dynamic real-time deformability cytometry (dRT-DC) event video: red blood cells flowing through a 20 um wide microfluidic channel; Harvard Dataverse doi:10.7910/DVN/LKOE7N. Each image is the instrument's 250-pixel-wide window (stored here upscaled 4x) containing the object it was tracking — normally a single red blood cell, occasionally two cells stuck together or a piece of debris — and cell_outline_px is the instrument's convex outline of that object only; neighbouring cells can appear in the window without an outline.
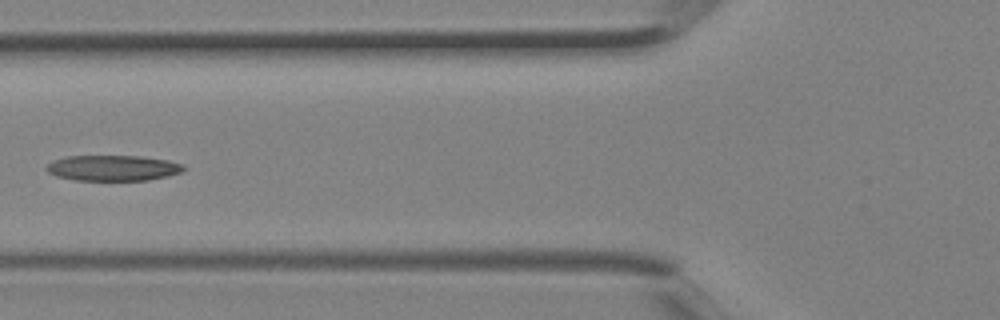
{"species": "Egyptian fruit bat (a non-hibernating species)", "species_latin": "Rousettus aegyptiacus", "temperature_condition": "room temperature", "stored_images_in_passage": 3, "camera_frame_rate_fps": 3000, "um_per_image_px": 0.085, "animal": {"sex": "female"}, "frame": {"image": 1, "passage_image": 3, "time_ms": 0.667, "image_size_px": [1000, 320], "cell_outline_px": [[184, 168], [180, 172], [148, 180], [72, 180], [56, 176], [48, 172], [44, 168], [52, 160], [64, 156], [140, 156], [168, 160], [184, 164]], "centroid_in_image_um": [9.53, 14.27], "position_along_channel_um": 116.3, "area_um2": 20.46}}